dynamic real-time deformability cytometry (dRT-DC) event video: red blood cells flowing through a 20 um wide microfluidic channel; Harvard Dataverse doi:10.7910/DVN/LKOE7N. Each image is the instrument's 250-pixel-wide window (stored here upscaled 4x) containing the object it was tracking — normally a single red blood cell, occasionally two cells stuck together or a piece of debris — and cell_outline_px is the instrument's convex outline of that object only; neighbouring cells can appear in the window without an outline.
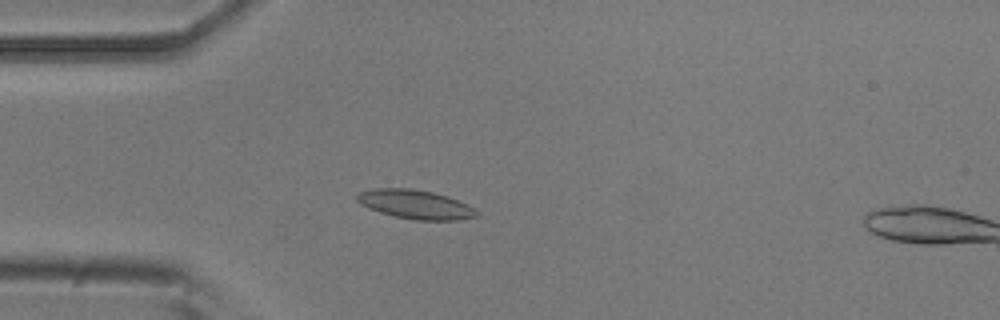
{"species": "common noctule bat (a hibernating species)", "species_latin": "Nyctalus noctula", "temperature_condition": "room temperature", "stored_images_in_passage": 5, "camera_frame_rate_fps": 3000, "um_per_image_px": 0.085, "animal": {"sex": "male", "body_mass_g": 20.5, "forearm_length_mm": 52.5}, "frame": {"image": 1, "passage_image": 4, "time_ms": 1.0, "image_size_px": [1000, 320], "cell_outline_px": [[480, 212], [476, 216], [456, 220], [412, 220], [380, 212], [368, 208], [360, 204], [356, 200], [356, 196], [360, 192], [376, 188], [408, 188], [432, 192], [448, 196], [468, 204]], "centroid_in_image_um": [35.32, 17.37], "position_along_channel_um": 49.7, "area_um2": 20.17}}